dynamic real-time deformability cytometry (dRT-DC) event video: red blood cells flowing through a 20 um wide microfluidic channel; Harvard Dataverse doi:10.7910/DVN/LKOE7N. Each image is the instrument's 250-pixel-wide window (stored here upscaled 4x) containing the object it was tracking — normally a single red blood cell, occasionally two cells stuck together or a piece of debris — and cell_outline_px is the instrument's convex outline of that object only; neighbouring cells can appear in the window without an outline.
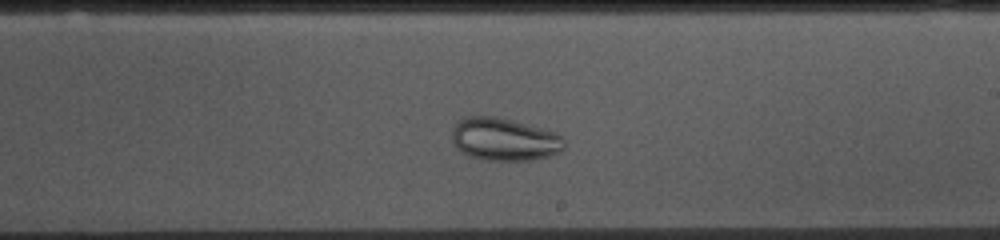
{"species": "common noctule bat (a hibernating species)", "species_latin": "Nyctalus noctula", "temperature_condition": "cold", "stored_images_in_passage": 39, "camera_frame_rate_fps": 3000, "um_per_image_px": 0.085, "animal": {"sex": "female", "body_mass_g": 10.0, "forearm_length_mm": 53.1}, "frame": {"image": 1, "passage_image": 25, "time_ms": 8.0, "image_size_px": [1000, 240], "cell_outline_px": [[564, 148], [560, 152], [548, 156], [532, 160], [484, 160], [468, 156], [460, 152], [456, 148], [452, 140], [452, 128], [456, 120], [468, 116], [496, 116], [512, 120], [556, 132], [564, 136]], "centroid_in_image_um": [42.84, 11.84], "position_along_channel_um": 246.2, "area_um2": 28.38}}
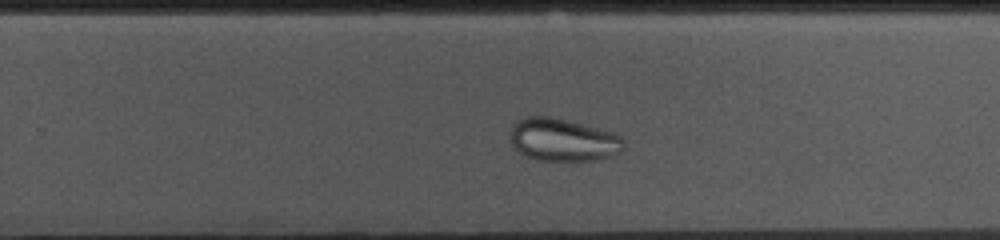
{"frame": {"image": 2, "passage_image": 28, "time_ms": 9.0, "image_size_px": [1000, 240], "cell_outline_px": [[624, 148], [620, 152], [612, 156], [596, 160], [536, 160], [524, 156], [512, 144], [512, 124], [528, 116], [552, 116], [616, 132], [624, 140]], "centroid_in_image_um": [47.9, 11.88], "position_along_channel_um": 281.9, "area_um2": 28.38}}
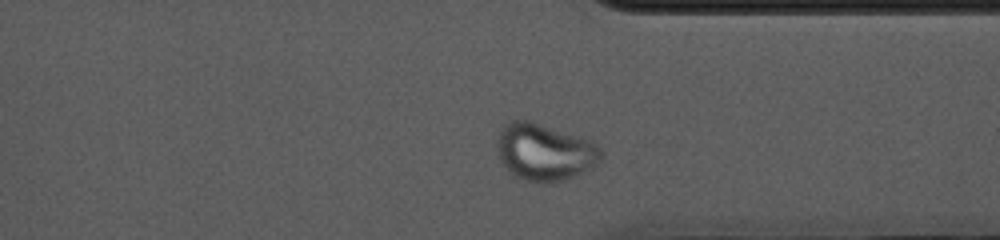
{"frame": {"image": 3, "passage_image": 35, "time_ms": 11.333, "image_size_px": [1000, 240], "cell_outline_px": [[604, 156], [596, 168], [576, 176], [564, 180], [524, 180], [508, 172], [500, 160], [496, 152], [496, 140], [500, 128], [504, 124], [512, 120], [532, 120], [592, 140], [600, 148]], "centroid_in_image_um": [46.31, 12.89], "position_along_channel_um": 365.1, "area_um2": 35.14}}